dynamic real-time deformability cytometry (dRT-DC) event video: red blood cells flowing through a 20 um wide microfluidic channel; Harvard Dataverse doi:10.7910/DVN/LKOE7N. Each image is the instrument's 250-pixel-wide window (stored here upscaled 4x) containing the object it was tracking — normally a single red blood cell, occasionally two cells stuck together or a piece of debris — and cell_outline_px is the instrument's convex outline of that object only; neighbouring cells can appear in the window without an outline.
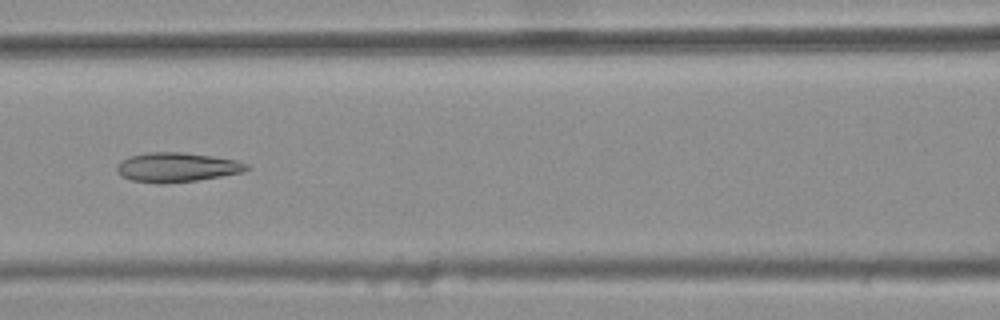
{"species": "common noctule bat (a hibernating species)", "species_latin": "Nyctalus noctula", "temperature_condition": "warm", "stored_images_in_passage": 7, "camera_frame_rate_fps": 3000, "um_per_image_px": 0.085, "animal": {"sex": "female", "body_mass_g": 25.1}, "frame": {"image": 1, "passage_image": 6, "time_ms": 1.667, "image_size_px": [1000, 320], "cell_outline_px": [[248, 168], [240, 172], [220, 176], [196, 180], [164, 184], [156, 184], [132, 180], [124, 176], [116, 168], [128, 156], [148, 152], [180, 152], [212, 156], [236, 160], [248, 164]], "centroid_in_image_um": [15.03, 14.22], "position_along_channel_um": 151.6, "area_um2": 21.85}}
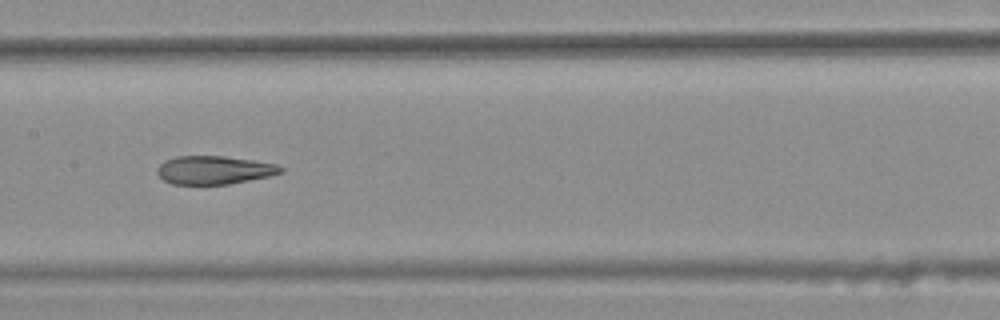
{"frame": {"image": 2, "passage_image": 7, "time_ms": 2.0, "image_size_px": [1000, 320], "cell_outline_px": [[284, 172], [268, 176], [228, 184], [172, 184], [164, 180], [156, 172], [156, 168], [164, 160], [176, 156], [224, 156], [252, 160], [276, 164], [284, 168]], "centroid_in_image_um": [18.18, 14.45], "position_along_channel_um": 189.2, "area_um2": 20.35}}